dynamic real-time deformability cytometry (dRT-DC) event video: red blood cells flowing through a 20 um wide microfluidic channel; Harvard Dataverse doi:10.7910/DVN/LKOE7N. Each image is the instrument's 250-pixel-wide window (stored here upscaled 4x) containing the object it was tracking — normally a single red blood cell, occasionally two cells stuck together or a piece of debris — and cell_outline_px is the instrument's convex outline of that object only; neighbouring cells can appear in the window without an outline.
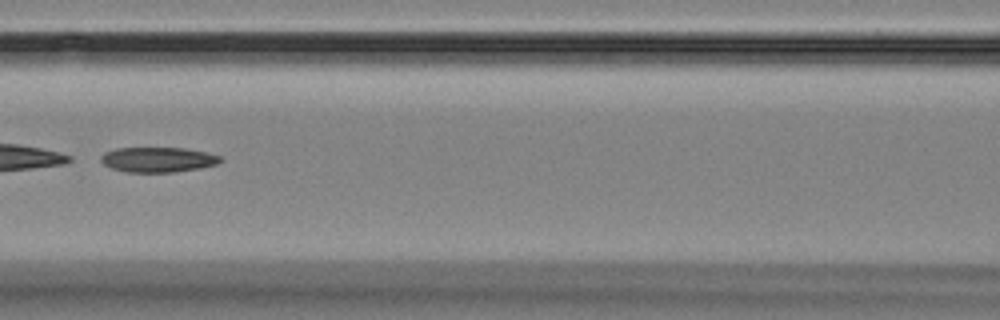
{"species": "Egyptian fruit bat (a non-hibernating species)", "species_latin": "Rousettus aegyptiacus", "temperature_condition": "room temperature", "stored_images_in_passage": 12, "camera_frame_rate_fps": 3000, "um_per_image_px": 0.085, "animal": {"sex": "female"}, "frame": {"image": 1, "passage_image": 3, "time_ms": 2.333, "image_size_px": [1000, 320], "cell_outline_px": [[224, 160], [216, 164], [200, 168], [172, 172], [124, 172], [112, 168], [104, 164], [100, 160], [100, 156], [104, 152], [116, 148], [184, 148], [204, 152], [220, 156]], "centroid_in_image_um": [13.4, 13.57], "position_along_channel_um": 153.2, "area_um2": 17.4}}
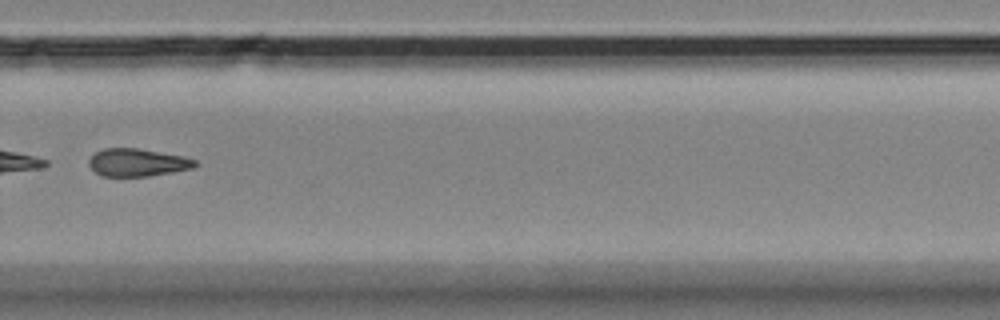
{"frame": {"image": 2, "passage_image": 7, "time_ms": 7.0, "image_size_px": [1000, 320], "cell_outline_px": [[200, 164], [196, 168], [148, 176], [100, 176], [88, 164], [88, 160], [96, 152], [104, 148], [136, 148], [184, 156], [196, 160]], "centroid_in_image_um": [11.73, 13.81], "position_along_channel_um": 318.1, "area_um2": 17.22}}
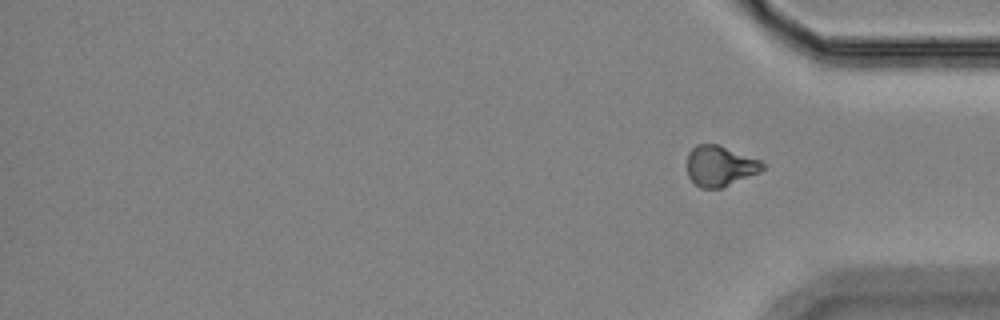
{"frame": {"image": 3, "passage_image": 12, "time_ms": 13.667, "image_size_px": [1000, 320], "cell_outline_px": [[764, 168], [760, 172], [720, 188], [700, 188], [688, 176], [688, 152], [696, 144], [716, 144], [760, 160], [764, 164]], "centroid_in_image_um": [61.18, 14.1], "position_along_channel_um": 374.0, "area_um2": 17.51}}